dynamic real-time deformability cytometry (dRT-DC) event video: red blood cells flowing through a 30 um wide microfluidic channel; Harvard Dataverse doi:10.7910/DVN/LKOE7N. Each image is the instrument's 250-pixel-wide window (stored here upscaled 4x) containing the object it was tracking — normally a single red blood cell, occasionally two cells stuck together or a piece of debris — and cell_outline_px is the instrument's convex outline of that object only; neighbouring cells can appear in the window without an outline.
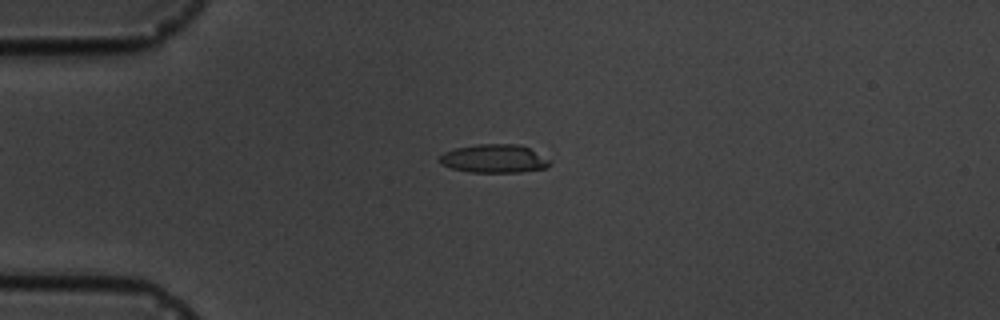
{"species": "common noctule bat (a hibernating species)", "species_latin": "Nyctalus noctula", "temperature_condition": "cold", "stored_images_in_passage": 5, "camera_frame_rate_fps": 3000, "um_per_image_px": 0.085, "animal": {"sex": "male", "body_mass_g": 19.5, "forearm_length_mm": 54.6}, "frame": {"image": 1, "passage_image": 3, "time_ms": 2.333, "image_size_px": [1000, 320], "cell_outline_px": [[552, 164], [544, 168], [520, 172], [468, 172], [452, 168], [440, 164], [440, 156], [444, 152], [456, 148], [476, 144], [520, 144], [552, 160]], "centroid_in_image_um": [42.02, 13.48], "position_along_channel_um": 43.0, "area_um2": 18.26}}